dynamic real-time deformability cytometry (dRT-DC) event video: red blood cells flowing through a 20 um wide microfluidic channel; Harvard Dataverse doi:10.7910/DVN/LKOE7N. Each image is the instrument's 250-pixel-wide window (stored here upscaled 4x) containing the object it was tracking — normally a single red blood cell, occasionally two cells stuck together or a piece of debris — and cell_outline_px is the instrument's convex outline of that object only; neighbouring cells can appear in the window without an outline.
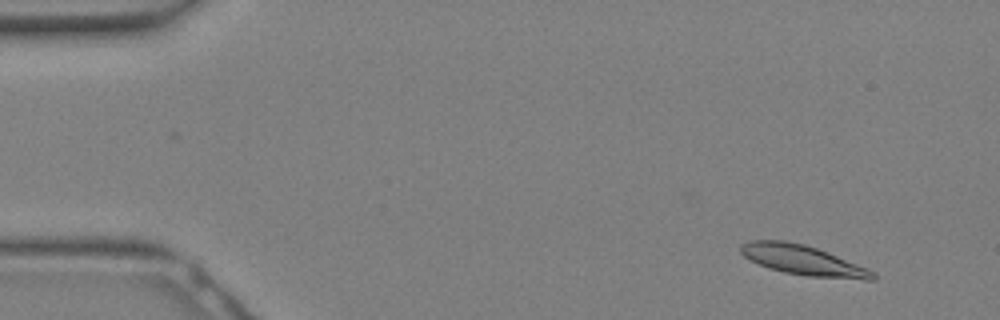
{"species": "Egyptian fruit bat (a non-hibernating species)", "species_latin": "Rousettus aegyptiacus", "temperature_condition": "warm", "stored_images_in_passage": 31, "segment_of_instrument_passage": [1, 2], "camera_frame_rate_fps": 3000, "um_per_image_px": 0.085, "animal": {"sex": "female"}, "frame": {"image": 1, "passage_image": 2, "time_ms": 0.333, "image_size_px": [1000, 320], "cell_outline_px": [[876, 280], [864, 280], [808, 276], [784, 272], [768, 268], [744, 256], [740, 252], [740, 244], [752, 240], [784, 240], [804, 244], [828, 252], [868, 268], [876, 272]], "centroid_in_image_um": [68.29, 22.12], "position_along_channel_um": 16.7, "area_um2": 23.06}}
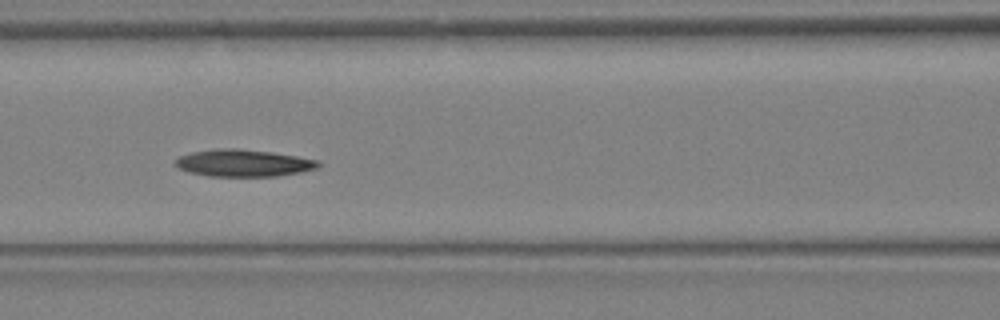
{"frame": {"image": 2, "passage_image": 13, "time_ms": 4.0, "image_size_px": [1000, 320], "cell_outline_px": [[320, 168], [300, 172], [276, 176], [208, 176], [188, 172], [172, 164], [180, 156], [192, 152], [216, 148], [236, 148], [268, 152], [296, 156], [320, 160]], "centroid_in_image_um": [20.69, 13.86], "position_along_channel_um": 145.9, "area_um2": 22.54}}
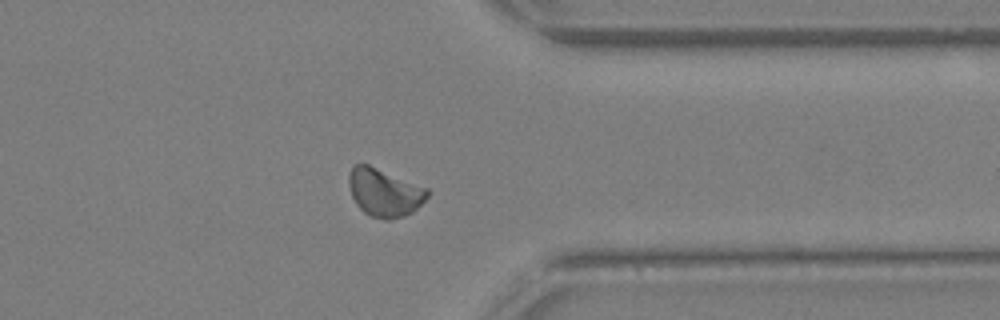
{"frame": {"image": 3, "passage_image": 24, "time_ms": 7.667, "image_size_px": [1000, 320], "cell_outline_px": [[432, 192], [412, 212], [404, 216], [392, 220], [384, 220], [372, 216], [364, 212], [356, 204], [352, 196], [348, 184], [348, 176], [352, 168], [356, 164], [368, 164], [428, 188]], "centroid_in_image_um": [32.68, 16.37], "position_along_channel_um": 378.7, "area_um2": 21.96}}